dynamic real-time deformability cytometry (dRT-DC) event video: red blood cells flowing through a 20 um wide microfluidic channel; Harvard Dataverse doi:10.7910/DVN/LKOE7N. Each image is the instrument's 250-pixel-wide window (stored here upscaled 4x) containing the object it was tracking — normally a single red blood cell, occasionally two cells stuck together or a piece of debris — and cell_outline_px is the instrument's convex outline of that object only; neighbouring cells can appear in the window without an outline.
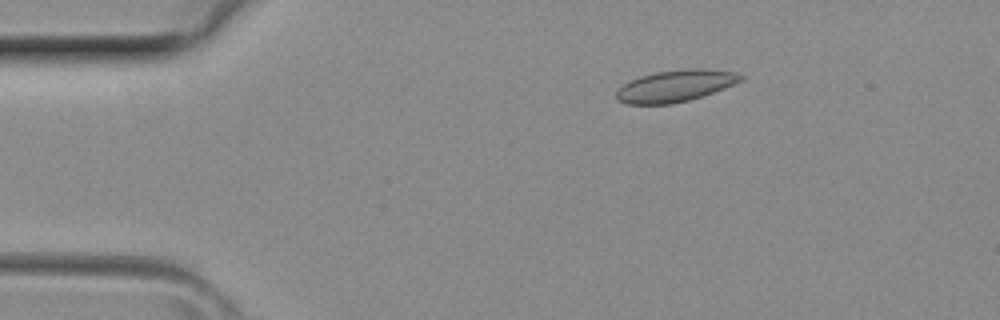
{"species": "common noctule bat (a hibernating species)", "species_latin": "Nyctalus noctula", "temperature_condition": "room temperature", "stored_images_in_passage": 2, "camera_frame_rate_fps": 3000, "um_per_image_px": 0.085, "animal": {"sex": "female", "body_mass_g": 29.2, "forearm_length_mm": 56.3}, "frame": {"image": 1, "passage_image": 2, "time_ms": 0.333, "image_size_px": [1000, 320], "cell_outline_px": [[744, 80], [724, 88], [688, 100], [672, 104], [624, 104], [616, 100], [616, 92], [624, 84], [640, 76], [656, 72], [688, 68], [700, 68], [736, 72], [744, 76]], "centroid_in_image_um": [57.41, 7.3], "position_along_channel_um": 27.6, "area_um2": 22.89}}